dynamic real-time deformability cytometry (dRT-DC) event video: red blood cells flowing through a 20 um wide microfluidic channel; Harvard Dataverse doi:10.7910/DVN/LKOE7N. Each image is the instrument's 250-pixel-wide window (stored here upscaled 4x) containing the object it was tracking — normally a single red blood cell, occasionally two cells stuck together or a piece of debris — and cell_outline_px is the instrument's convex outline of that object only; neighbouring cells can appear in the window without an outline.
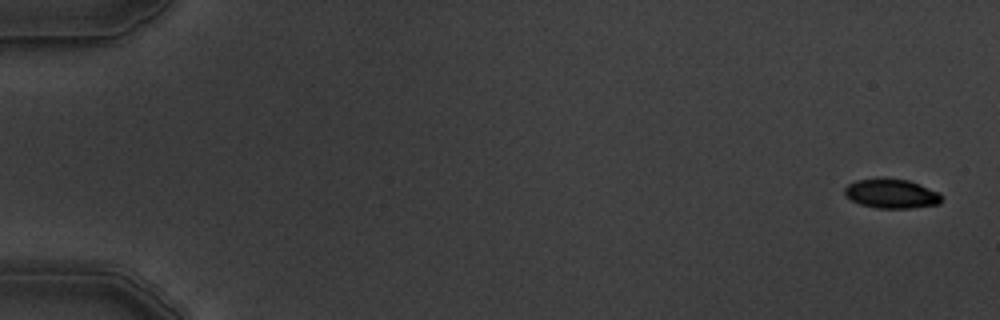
{"species": "common noctule bat (a hibernating species)", "species_latin": "Nyctalus noctula", "temperature_condition": "warm", "stored_images_in_passage": 6, "camera_frame_rate_fps": 3000, "um_per_image_px": 0.085, "animal": {"sex": "male", "body_mass_g": 19.5, "forearm_length_mm": 54.6}, "frame": {"image": 1, "passage_image": 1, "time_ms": 0.0, "image_size_px": [1000, 320], "cell_outline_px": [[940, 204], [912, 208], [876, 208], [860, 204], [844, 196], [844, 188], [848, 184], [856, 180], [884, 176], [908, 180], [940, 192]], "centroid_in_image_um": [75.73, 16.43], "position_along_channel_um": 9.3, "area_um2": 16.94}}
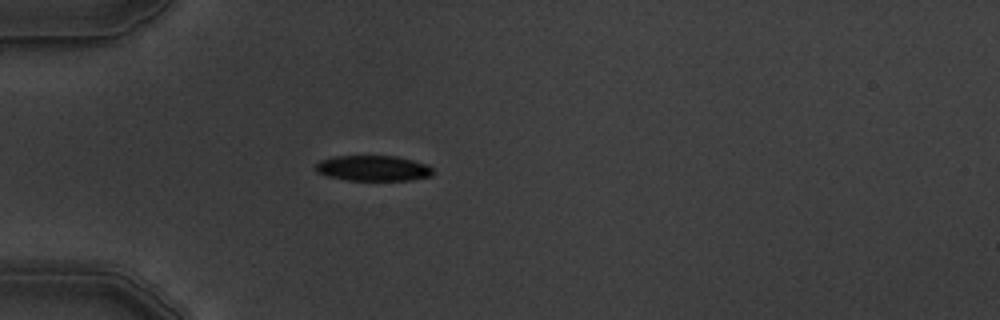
{"frame": {"image": 2, "passage_image": 5, "time_ms": 5.0, "image_size_px": [1000, 320], "cell_outline_px": [[432, 176], [412, 180], [348, 180], [328, 176], [316, 172], [316, 164], [320, 160], [332, 156], [396, 156], [428, 164], [432, 168]], "centroid_in_image_um": [31.72, 14.3], "position_along_channel_um": 53.3, "area_um2": 17.46}}